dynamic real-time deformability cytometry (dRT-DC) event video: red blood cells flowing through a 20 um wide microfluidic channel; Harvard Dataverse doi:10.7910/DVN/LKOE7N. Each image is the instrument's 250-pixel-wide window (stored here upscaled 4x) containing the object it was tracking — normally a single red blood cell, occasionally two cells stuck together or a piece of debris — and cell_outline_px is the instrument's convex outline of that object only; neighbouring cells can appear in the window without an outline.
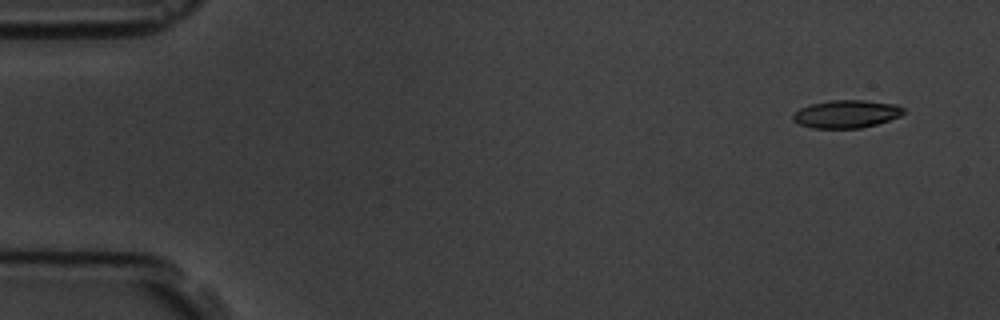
{"species": "common noctule bat (a hibernating species)", "species_latin": "Nyctalus noctula", "temperature_condition": "room temperature", "stored_images_in_passage": 6, "camera_frame_rate_fps": 3000, "um_per_image_px": 0.085, "animal": {"sex": "male", "body_mass_g": 19.5, "forearm_length_mm": 54.6}, "frame": {"image": 1, "passage_image": 1, "time_ms": 0.0, "image_size_px": [1000, 320], "cell_outline_px": [[904, 112], [900, 116], [876, 124], [860, 128], [812, 128], [800, 124], [792, 120], [792, 116], [800, 108], [808, 104], [828, 100], [864, 100], [896, 104], [904, 108]], "centroid_in_image_um": [71.92, 9.68], "position_along_channel_um": 13.1, "area_um2": 17.98}}
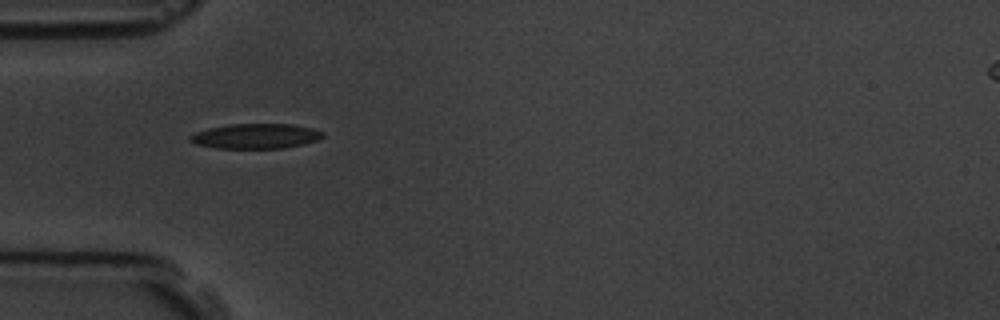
{"frame": {"image": 2, "passage_image": 5, "time_ms": 4.667, "image_size_px": [1000, 320], "cell_outline_px": [[324, 136], [316, 140], [304, 144], [284, 148], [216, 148], [196, 144], [188, 140], [188, 136], [196, 132], [208, 128], [228, 124], [292, 124], [312, 128], [324, 132]], "centroid_in_image_um": [21.72, 11.57], "position_along_channel_um": 63.3, "area_um2": 19.36}}
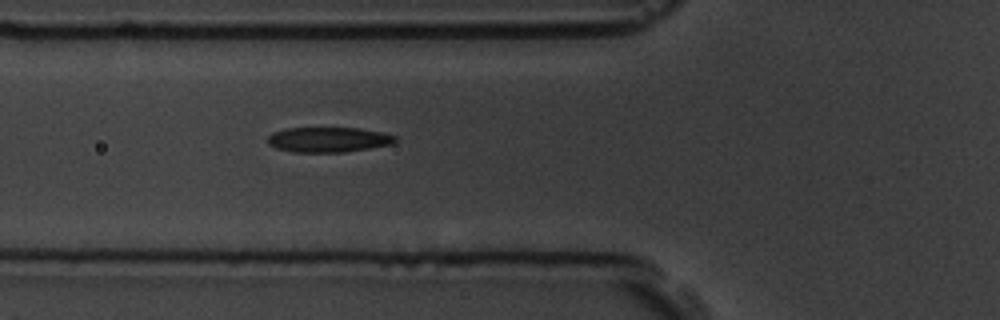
{"frame": {"image": 3, "passage_image": 6, "time_ms": 5.667, "image_size_px": [1000, 320], "cell_outline_px": [[396, 140], [392, 144], [344, 152], [292, 152], [276, 148], [268, 144], [268, 136], [272, 132], [284, 128], [360, 128], [380, 132], [396, 136]], "centroid_in_image_um": [27.87, 11.86], "position_along_channel_um": 97.9, "area_um2": 18.61}}